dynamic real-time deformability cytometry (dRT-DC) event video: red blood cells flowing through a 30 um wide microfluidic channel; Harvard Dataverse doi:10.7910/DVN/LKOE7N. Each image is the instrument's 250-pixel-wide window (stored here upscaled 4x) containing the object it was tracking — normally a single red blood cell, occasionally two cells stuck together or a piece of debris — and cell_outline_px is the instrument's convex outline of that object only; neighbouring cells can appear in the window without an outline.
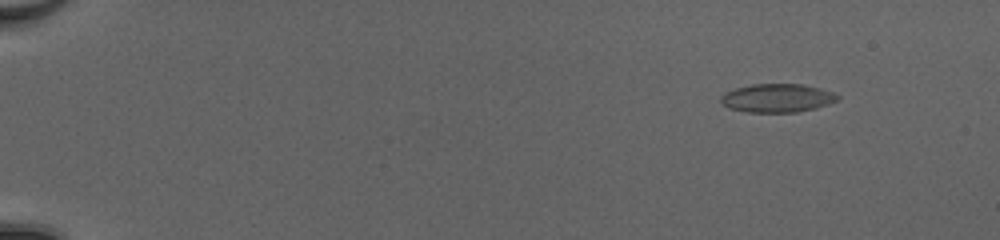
{"species": "common noctule bat (a hibernating species)", "species_latin": "Nyctalus noctula", "temperature_condition": "cold", "stored_images_in_passage": 53, "camera_frame_rate_fps": 3000, "um_per_image_px": 0.085, "animal": {"sex": "female", "body_mass_g": 20.0, "forearm_length_mm": 54.0}, "frame": {"image": 1, "passage_image": 7, "time_ms": 2.0, "image_size_px": [1000, 240], "cell_outline_px": [[840, 100], [816, 108], [796, 112], [748, 112], [728, 108], [720, 104], [720, 96], [724, 92], [736, 88], [752, 84], [800, 84], [820, 88], [832, 92], [840, 96]], "centroid_in_image_um": [66.04, 8.34], "position_along_channel_um": 19.0, "area_um2": 19.54}}
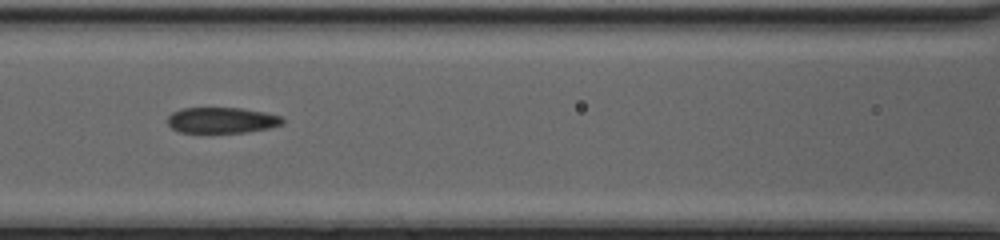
{"frame": {"image": 2, "passage_image": 27, "time_ms": 8.667, "image_size_px": [1000, 240], "cell_outline_px": [[284, 124], [268, 128], [244, 132], [180, 132], [172, 128], [168, 124], [168, 116], [172, 112], [180, 108], [240, 108], [264, 112], [280, 116], [284, 120]], "centroid_in_image_um": [18.84, 10.21], "position_along_channel_um": 147.8, "area_um2": 17.17}}
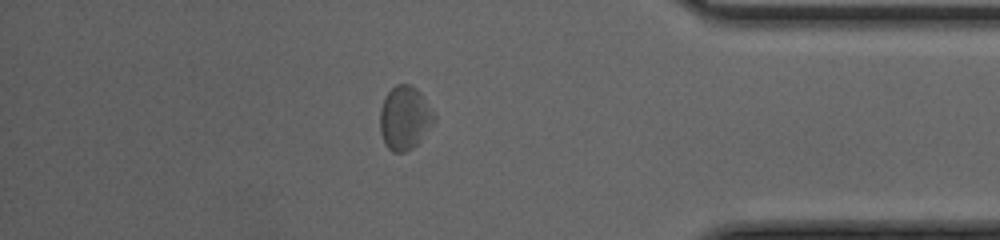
{"frame": {"image": 3, "passage_image": 47, "time_ms": 15.333, "image_size_px": [1000, 240], "cell_outline_px": [[436, 120], [420, 140], [412, 148], [404, 152], [392, 152], [384, 144], [380, 132], [380, 108], [384, 96], [396, 84], [412, 84], [420, 92], [436, 116]], "centroid_in_image_um": [34.38, 10.01], "position_along_channel_um": 400.8, "area_um2": 20.17}, "authors_computed_cell_mechanics": {"area_um2": 19.1896, "velocity_mm_per_s": 4.131, "shape_relaxation_time_tau1_ms": 3.976, "shape_relaxation_time_tau2_ms": 1.7702, "deformation_change_tau1": 0.1069, "deformation_change_tau2": 0.0806}}